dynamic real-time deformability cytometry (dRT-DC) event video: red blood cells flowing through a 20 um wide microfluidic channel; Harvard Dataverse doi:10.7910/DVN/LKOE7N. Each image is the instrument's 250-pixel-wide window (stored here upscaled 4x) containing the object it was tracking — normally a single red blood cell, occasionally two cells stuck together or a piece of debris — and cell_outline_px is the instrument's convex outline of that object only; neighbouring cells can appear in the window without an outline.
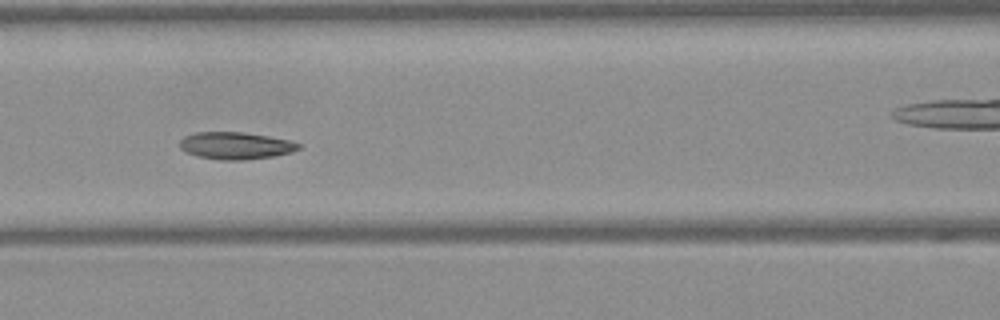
{"species": "Egyptian fruit bat (a non-hibernating species)", "species_latin": "Rousettus aegyptiacus", "temperature_condition": "warm", "stored_images_in_passage": 12, "camera_frame_rate_fps": 3000, "um_per_image_px": 0.085, "frame": {"image": 1, "passage_image": 9, "time_ms": 2.667, "image_size_px": [1000, 320], "cell_outline_px": [[300, 148], [292, 152], [276, 156], [244, 160], [220, 160], [196, 156], [184, 152], [180, 148], [180, 140], [184, 136], [196, 132], [240, 132], [268, 136], [288, 140], [300, 144]], "centroid_in_image_um": [20.0, 12.39], "position_along_channel_um": 146.6, "area_um2": 18.9}}